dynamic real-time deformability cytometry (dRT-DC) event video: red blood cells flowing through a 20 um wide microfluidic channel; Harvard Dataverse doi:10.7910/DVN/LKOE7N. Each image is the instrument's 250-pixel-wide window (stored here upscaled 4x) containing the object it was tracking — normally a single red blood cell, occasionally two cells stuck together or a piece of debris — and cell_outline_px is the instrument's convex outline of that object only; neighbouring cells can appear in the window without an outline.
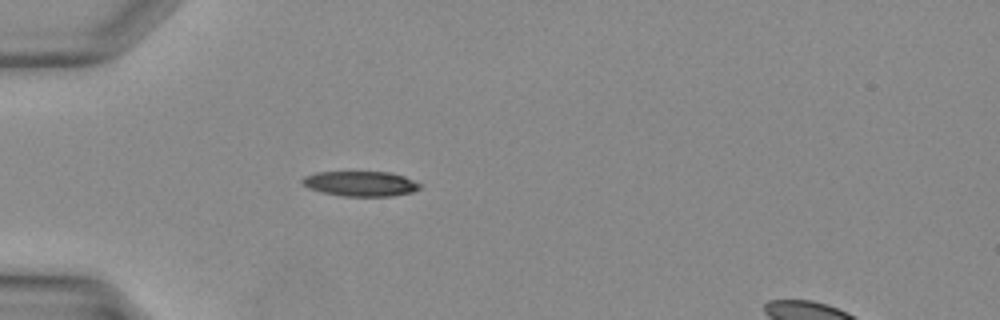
{"species": "Egyptian fruit bat (a non-hibernating species)", "species_latin": "Rousettus aegyptiacus", "temperature_condition": "warm", "stored_images_in_passage": 7, "camera_frame_rate_fps": 3000, "um_per_image_px": 0.085, "animal": {"sex": "female"}, "frame": {"image": 1, "passage_image": 1, "time_ms": 0.0, "image_size_px": [1000, 320], "cell_outline_px": [[424, 184], [420, 188], [412, 192], [392, 196], [344, 196], [324, 192], [308, 188], [300, 180], [304, 176], [316, 172], [392, 172], [404, 176]], "centroid_in_image_um": [30.69, 15.6], "position_along_channel_um": 54.3, "area_um2": 17.22}}
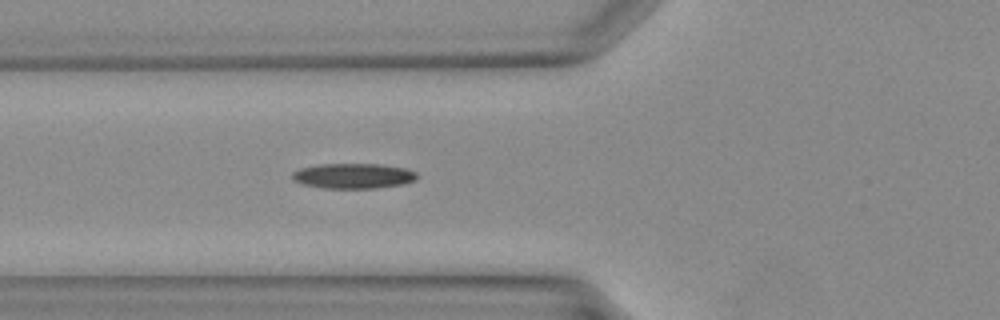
{"frame": {"image": 2, "passage_image": 4, "time_ms": 1.0, "image_size_px": [1000, 320], "cell_outline_px": [[416, 180], [400, 184], [372, 188], [324, 188], [300, 184], [292, 180], [292, 172], [300, 168], [320, 164], [376, 164], [404, 168], [416, 172]], "centroid_in_image_um": [29.96, 14.95], "position_along_channel_um": 95.8, "area_um2": 18.15}}